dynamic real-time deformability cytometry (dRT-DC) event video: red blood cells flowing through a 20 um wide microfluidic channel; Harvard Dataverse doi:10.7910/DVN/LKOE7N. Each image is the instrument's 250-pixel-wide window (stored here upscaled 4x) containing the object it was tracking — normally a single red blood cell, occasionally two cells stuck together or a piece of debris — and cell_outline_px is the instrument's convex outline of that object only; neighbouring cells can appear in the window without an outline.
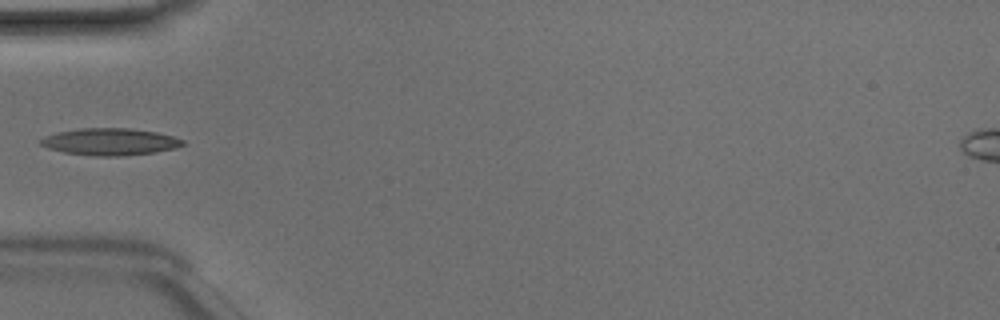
{"species": "Egyptian fruit bat (a non-hibernating species)", "species_latin": "Rousettus aegyptiacus", "temperature_condition": "room temperature", "stored_images_in_passage": 33, "camera_frame_rate_fps": 3000, "um_per_image_px": 0.085, "animal": {"sex": "male"}, "frame": {"image": 1, "passage_image": 1, "time_ms": 0.0, "image_size_px": [1000, 320], "cell_outline_px": [[184, 144], [176, 148], [152, 152], [124, 156], [92, 156], [64, 152], [48, 148], [40, 144], [36, 140], [44, 136], [60, 132], [80, 128], [128, 128], [156, 132], [172, 136], [184, 140]], "centroid_in_image_um": [9.31, 12.05], "position_along_channel_um": 75.7, "area_um2": 22.31}}
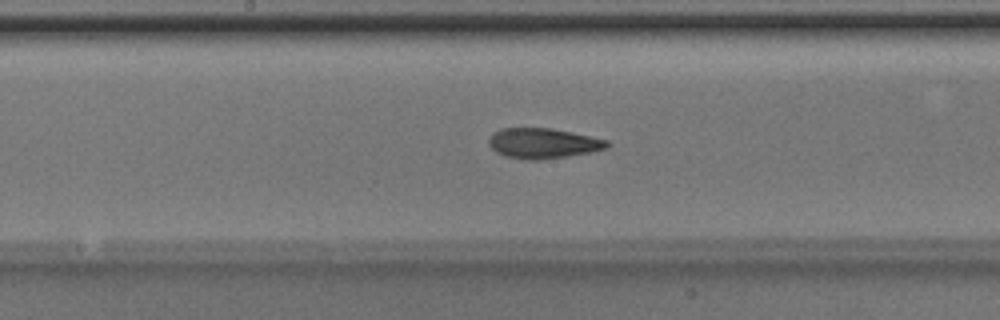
{"frame": {"image": 2, "passage_image": 10, "time_ms": 3.0, "image_size_px": [1000, 320], "cell_outline_px": [[612, 144], [608, 148], [568, 156], [540, 160], [524, 160], [504, 156], [496, 152], [488, 144], [488, 140], [492, 132], [500, 128], [552, 128], [572, 132], [608, 140]], "centroid_in_image_um": [46.14, 12.18], "position_along_channel_um": 202.1, "area_um2": 21.1}}
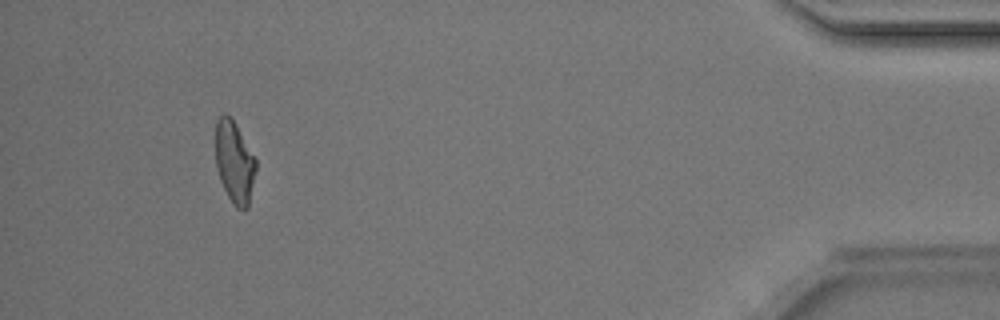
{"frame": {"image": 3, "passage_image": 30, "time_ms": 9.667, "image_size_px": [1000, 320], "cell_outline_px": [[256, 168], [248, 208], [244, 212], [236, 208], [232, 204], [220, 180], [216, 168], [216, 120], [224, 112], [232, 116], [256, 160]], "centroid_in_image_um": [19.92, 13.78], "position_along_channel_um": 415.3, "area_um2": 19.48}}